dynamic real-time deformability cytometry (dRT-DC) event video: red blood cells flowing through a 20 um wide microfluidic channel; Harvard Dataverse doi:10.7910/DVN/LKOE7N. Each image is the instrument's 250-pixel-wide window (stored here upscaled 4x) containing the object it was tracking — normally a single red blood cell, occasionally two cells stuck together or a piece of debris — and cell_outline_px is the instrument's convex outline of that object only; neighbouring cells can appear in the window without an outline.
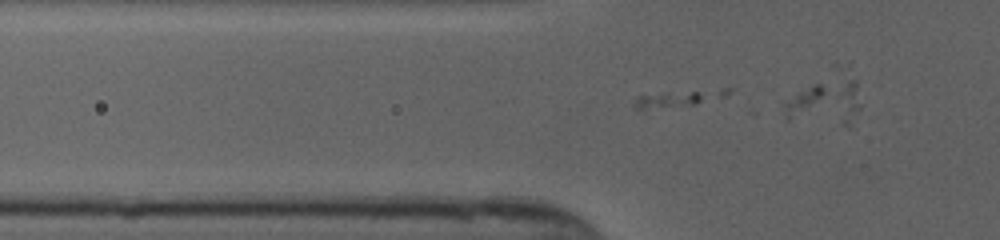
{"species": "human", "species_latin": "Homo sapiens", "temperature_condition": "cold", "stored_images_in_passage": 12, "camera_frame_rate_fps": 3000, "um_per_image_px": 0.085, "donor": {"sex": "female"}, "frame": {"image": 1, "passage_image": 12, "time_ms": 3.667, "image_size_px": [1000, 240], "cell_outline_px": [[860, 108], [852, 112], [788, 120], [784, 108], [784, 104], [836, 64], [848, 60], [852, 60], [856, 80], [860, 104]], "centroid_in_image_um": [70.29, 8.04], "position_along_channel_um": 55.5, "area_um2": 19.94}}